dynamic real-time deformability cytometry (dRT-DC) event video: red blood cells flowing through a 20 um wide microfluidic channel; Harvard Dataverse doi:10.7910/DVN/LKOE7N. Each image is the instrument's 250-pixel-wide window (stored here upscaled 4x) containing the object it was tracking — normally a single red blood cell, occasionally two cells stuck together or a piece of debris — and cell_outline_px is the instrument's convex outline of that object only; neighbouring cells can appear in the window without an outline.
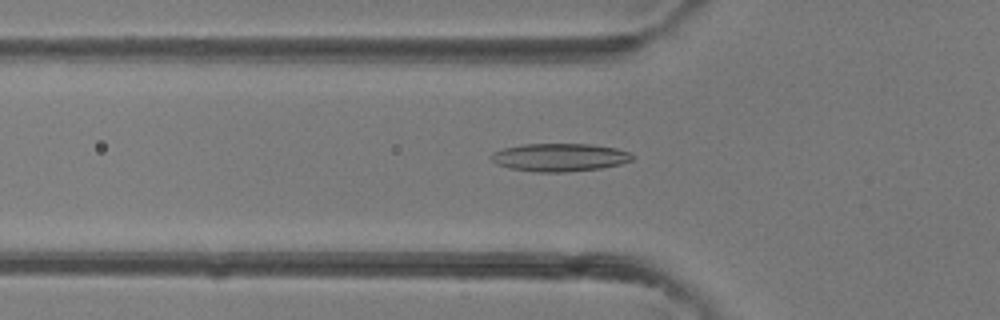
{"species": "common noctule bat (a hibernating species)", "species_latin": "Nyctalus noctula", "temperature_condition": "room temperature", "stored_images_in_passage": 40, "camera_frame_rate_fps": 3000, "um_per_image_px": 0.085, "animal": {"sex": "female"}, "frame": {"image": 1, "passage_image": 13, "time_ms": 4.0, "image_size_px": [1000, 320], "cell_outline_px": [[636, 156], [632, 160], [620, 164], [600, 168], [564, 172], [536, 172], [508, 168], [496, 164], [492, 160], [492, 152], [504, 148], [524, 144], [592, 144], [616, 148], [628, 152]], "centroid_in_image_um": [47.57, 13.37], "position_along_channel_um": 78.2, "area_um2": 23.0}}
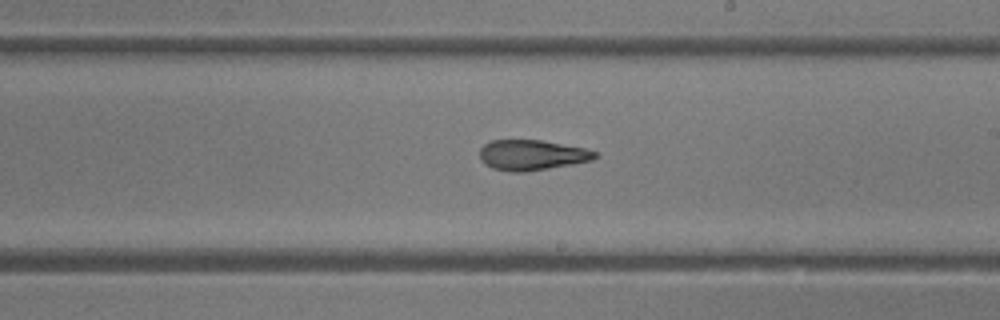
{"frame": {"image": 2, "passage_image": 23, "time_ms": 7.333, "image_size_px": [1000, 320], "cell_outline_px": [[600, 156], [592, 160], [572, 164], [524, 172], [508, 172], [492, 168], [484, 164], [480, 160], [480, 148], [484, 144], [492, 140], [540, 140], [584, 148], [596, 152]], "centroid_in_image_um": [45.18, 13.18], "position_along_channel_um": 243.8, "area_um2": 20.4}}
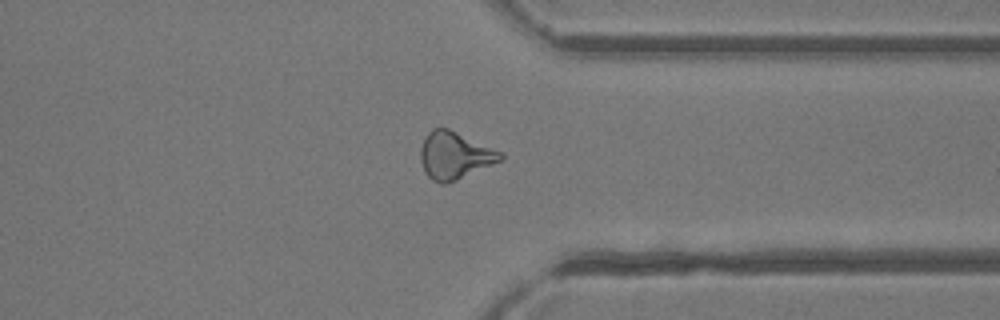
{"frame": {"image": 3, "passage_image": 31, "time_ms": 10.0, "image_size_px": [1000, 320], "cell_outline_px": [[504, 156], [500, 160], [456, 180], [444, 184], [440, 184], [432, 180], [424, 172], [420, 160], [420, 148], [424, 136], [432, 128], [448, 128], [504, 152]], "centroid_in_image_um": [38.61, 13.2], "position_along_channel_um": 372.8, "area_um2": 22.02}}